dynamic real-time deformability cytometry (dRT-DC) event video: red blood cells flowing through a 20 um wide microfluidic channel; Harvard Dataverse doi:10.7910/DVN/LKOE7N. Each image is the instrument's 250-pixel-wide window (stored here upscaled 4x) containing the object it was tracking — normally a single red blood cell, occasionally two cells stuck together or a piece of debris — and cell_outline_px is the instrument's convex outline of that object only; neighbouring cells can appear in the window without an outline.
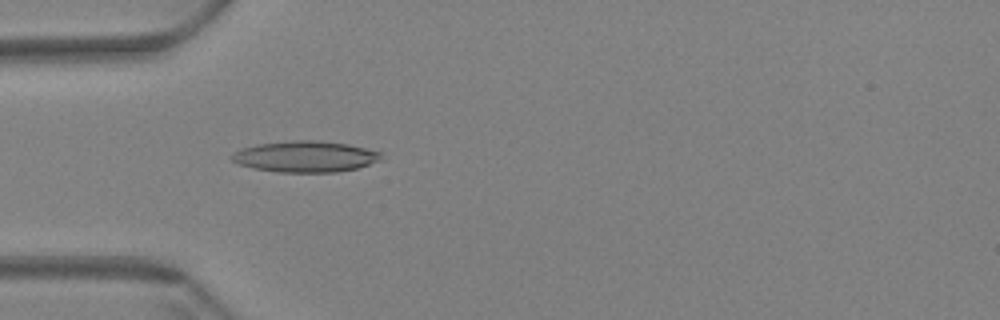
{"species": "Egyptian fruit bat (a non-hibernating species)", "species_latin": "Rousettus aegyptiacus", "temperature_condition": "warm", "stored_images_in_passage": 51, "camera_frame_rate_fps": 3000, "um_per_image_px": 0.085, "animal": {"sex": "female"}, "frame": {"image": 1, "passage_image": 10, "time_ms": 3.0, "image_size_px": [1000, 320], "cell_outline_px": [[380, 160], [356, 168], [336, 172], [280, 172], [256, 168], [240, 164], [232, 160], [232, 152], [240, 148], [256, 144], [292, 140], [312, 140], [348, 144], [380, 152]], "centroid_in_image_um": [25.91, 13.3], "position_along_channel_um": 59.1, "area_um2": 26.76}}
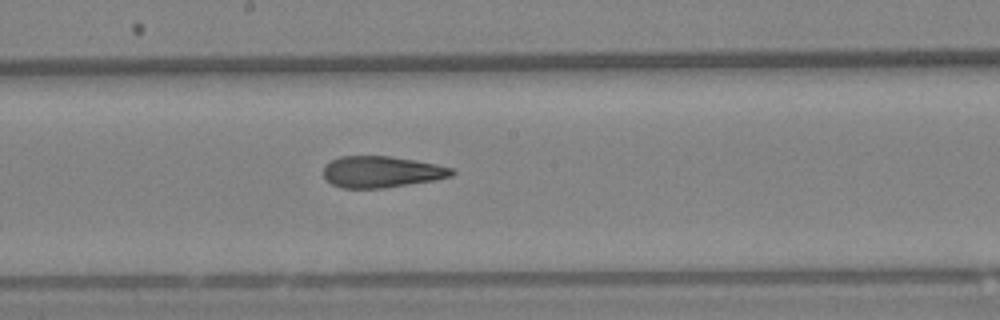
{"frame": {"image": 2, "passage_image": 24, "time_ms": 7.667, "image_size_px": [1000, 320], "cell_outline_px": [[456, 172], [452, 176], [436, 180], [384, 188], [340, 188], [332, 184], [324, 176], [324, 164], [340, 156], [388, 156], [416, 160], [436, 164], [452, 168]], "centroid_in_image_um": [32.44, 14.61], "position_along_channel_um": 215.8, "area_um2": 23.58}}
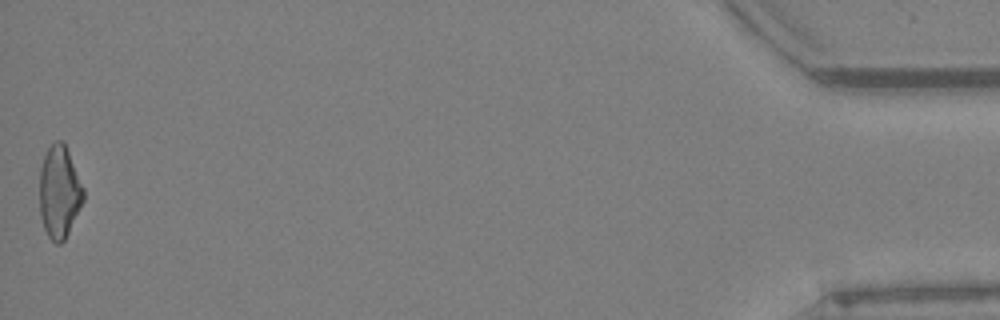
{"frame": {"image": 3, "passage_image": 51, "time_ms": 16.667, "image_size_px": [1000, 320], "cell_outline_px": [[84, 200], [64, 240], [60, 244], [56, 244], [48, 236], [44, 228], [40, 216], [40, 168], [44, 156], [48, 148], [56, 140], [64, 140], [84, 188]], "centroid_in_image_um": [5.05, 16.29], "position_along_channel_um": 430.2, "area_um2": 23.64}, "authors_computed_cell_mechanics": {"area_um2": 24.1026, "velocity_mm_per_s": 3.4548, "shape_relaxation_time_tau1_ms": null, "shape_relaxation_time_tau2_ms": 3.2313, "deformation_change_tau1": null, "deformation_change_tau2": 0.14}}